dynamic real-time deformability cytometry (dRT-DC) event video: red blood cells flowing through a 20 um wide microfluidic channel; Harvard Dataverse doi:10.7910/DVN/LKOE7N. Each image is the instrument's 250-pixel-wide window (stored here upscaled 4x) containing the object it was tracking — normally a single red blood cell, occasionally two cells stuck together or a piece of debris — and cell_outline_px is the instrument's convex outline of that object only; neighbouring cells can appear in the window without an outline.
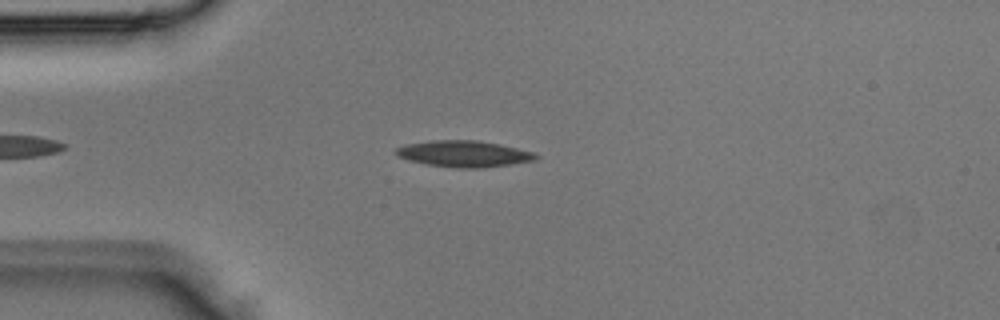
{"species": "Egyptian fruit bat (a non-hibernating species)", "species_latin": "Rousettus aegyptiacus", "temperature_condition": "room temperature", "stored_images_in_passage": 3, "camera_frame_rate_fps": 3000, "um_per_image_px": 0.085, "animal": {"sex": "male"}, "frame": {"image": 1, "passage_image": 3, "time_ms": 0.667, "image_size_px": [1000, 320], "cell_outline_px": [[540, 156], [536, 160], [480, 168], [456, 168], [428, 164], [408, 160], [400, 156], [396, 152], [396, 148], [408, 144], [428, 140], [476, 140], [500, 144], [532, 152]], "centroid_in_image_um": [39.44, 13.06], "position_along_channel_um": 45.6, "area_um2": 21.15}}